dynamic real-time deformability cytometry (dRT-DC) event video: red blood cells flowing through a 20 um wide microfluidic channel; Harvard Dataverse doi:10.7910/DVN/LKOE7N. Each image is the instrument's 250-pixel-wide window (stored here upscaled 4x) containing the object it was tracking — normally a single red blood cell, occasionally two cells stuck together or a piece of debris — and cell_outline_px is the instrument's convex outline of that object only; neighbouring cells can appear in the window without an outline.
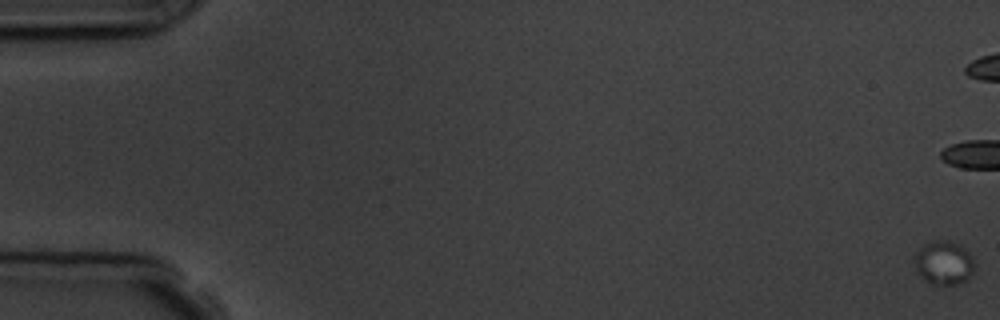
{"species": "common noctule bat (a hibernating species)", "species_latin": "Nyctalus noctula", "temperature_condition": "room temperature", "stored_images_in_passage": 7, "camera_frame_rate_fps": 3000, "um_per_image_px": 0.085, "animal": {"sex": "male", "body_mass_g": 19.5, "forearm_length_mm": 54.6}, "frame": {"image": 1, "passage_image": 1, "time_ms": 0.0, "image_size_px": [1000, 320], "cell_outline_px": [[976, 264], [968, 280], [956, 284], [932, 284], [924, 280], [916, 272], [916, 252], [924, 244], [932, 240], [948, 240], [960, 244], [972, 256]], "centroid_in_image_um": [80.25, 22.33], "position_along_channel_um": 4.7, "area_um2": 15.43}}
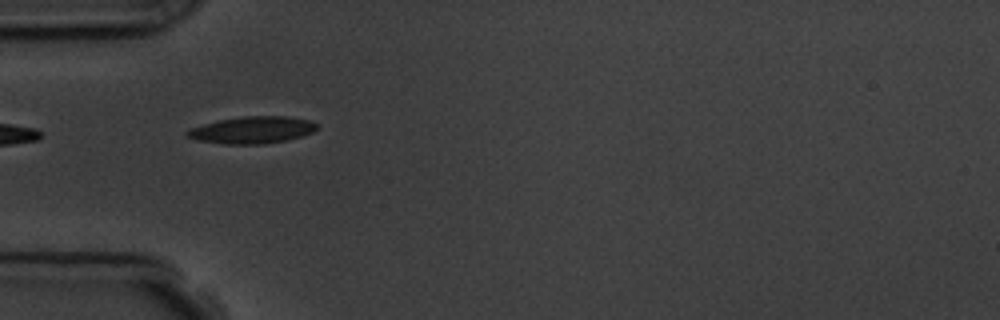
{"frame": {"image": 2, "passage_image": 6, "time_ms": 7.667, "image_size_px": [1000, 320], "cell_outline_px": [[316, 128], [312, 132], [288, 140], [260, 144], [228, 144], [200, 140], [184, 136], [184, 132], [188, 128], [220, 120], [244, 116], [288, 116], [312, 120], [316, 124]], "centroid_in_image_um": [21.42, 11.04], "position_along_channel_um": 63.6, "area_um2": 20.29}}